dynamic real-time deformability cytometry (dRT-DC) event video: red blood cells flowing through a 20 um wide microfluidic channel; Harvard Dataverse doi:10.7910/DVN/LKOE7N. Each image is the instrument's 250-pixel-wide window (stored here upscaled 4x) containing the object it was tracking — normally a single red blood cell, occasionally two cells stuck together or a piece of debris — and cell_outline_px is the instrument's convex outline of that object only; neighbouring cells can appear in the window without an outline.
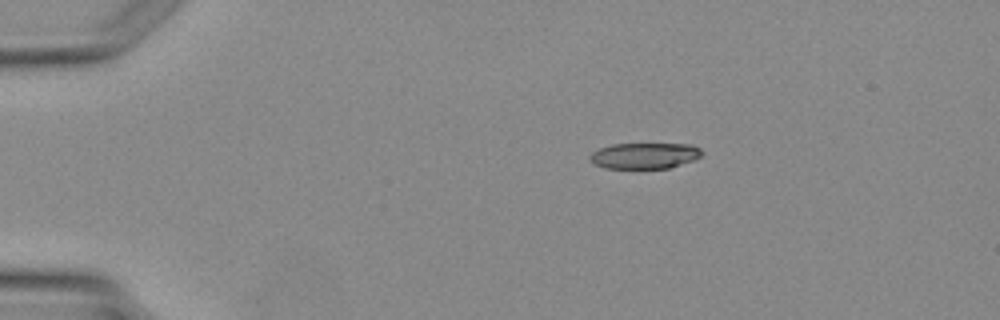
{"species": "Egyptian fruit bat (a non-hibernating species)", "species_latin": "Rousettus aegyptiacus", "temperature_condition": "warm", "stored_images_in_passage": 2, "camera_frame_rate_fps": 3000, "um_per_image_px": 0.085, "animal": {"sex": "female"}, "frame": {"image": 1, "passage_image": 1, "time_ms": 0.0, "image_size_px": [1000, 320], "cell_outline_px": [[704, 152], [700, 156], [692, 160], [668, 168], [608, 168], [596, 164], [588, 156], [592, 152], [600, 148], [612, 144], [692, 144], [700, 148]], "centroid_in_image_um": [54.81, 13.22], "position_along_channel_um": 30.2, "area_um2": 16.7}}